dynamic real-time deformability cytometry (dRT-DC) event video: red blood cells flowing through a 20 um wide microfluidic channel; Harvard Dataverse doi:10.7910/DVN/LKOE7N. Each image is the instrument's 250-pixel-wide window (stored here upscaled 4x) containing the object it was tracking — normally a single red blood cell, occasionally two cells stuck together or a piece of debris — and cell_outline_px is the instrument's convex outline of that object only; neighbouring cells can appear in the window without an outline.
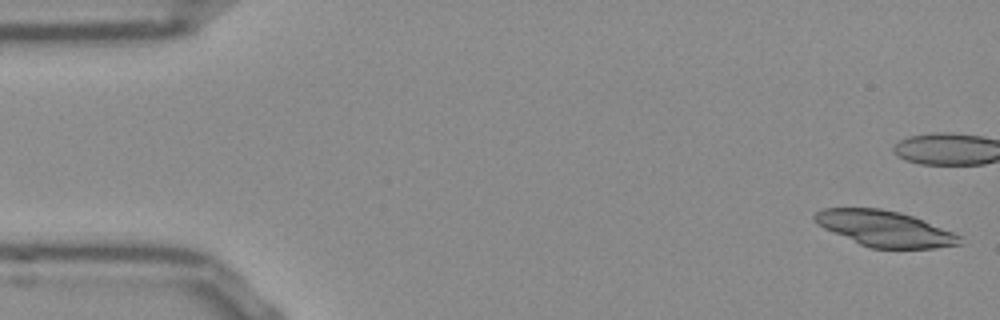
{"species": "Egyptian fruit bat (a non-hibernating species)", "species_latin": "Rousettus aegyptiacus", "temperature_condition": "room temperature", "stored_images_in_passage": 6, "camera_frame_rate_fps": 3000, "um_per_image_px": 0.085, "frame": {"image": 1, "passage_image": 1, "time_ms": 0.0, "image_size_px": [1000, 320], "cell_outline_px": [[960, 244], [936, 248], [872, 248], [860, 244], [824, 228], [812, 216], [816, 212], [824, 208], [880, 208], [912, 216], [924, 220], [952, 232], [960, 236]], "centroid_in_image_um": [75.2, 19.43], "position_along_channel_um": 9.8, "area_um2": 29.65}}